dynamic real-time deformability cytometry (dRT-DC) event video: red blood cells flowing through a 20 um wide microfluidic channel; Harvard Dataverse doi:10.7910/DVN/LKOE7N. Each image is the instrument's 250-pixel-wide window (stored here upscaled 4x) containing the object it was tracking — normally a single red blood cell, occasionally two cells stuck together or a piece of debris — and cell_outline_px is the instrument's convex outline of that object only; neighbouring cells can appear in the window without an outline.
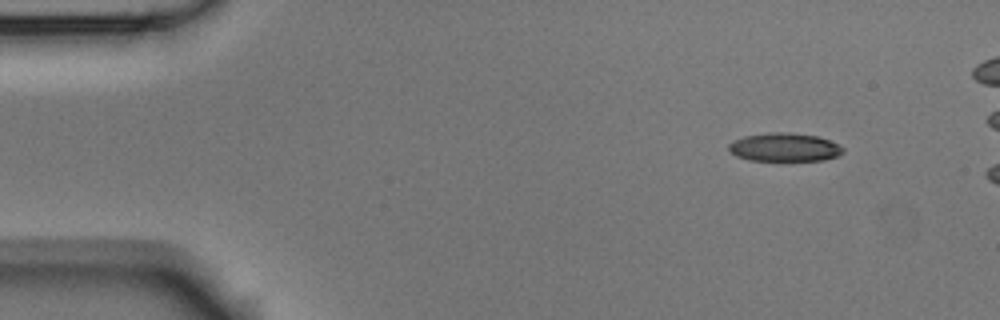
{"species": "Egyptian fruit bat (a non-hibernating species)", "species_latin": "Rousettus aegyptiacus", "temperature_condition": "room temperature", "stored_images_in_passage": 4, "camera_frame_rate_fps": 3000, "um_per_image_px": 0.085, "animal": {"sex": "male"}, "frame": {"image": 1, "passage_image": 1, "time_ms": 0.0, "image_size_px": [1000, 320], "cell_outline_px": [[844, 152], [836, 156], [824, 160], [748, 160], [736, 156], [728, 152], [728, 144], [732, 140], [744, 136], [772, 132], [788, 132], [816, 136], [828, 140], [844, 148]], "centroid_in_image_um": [66.62, 12.51], "position_along_channel_um": 18.4, "area_um2": 18.9}}